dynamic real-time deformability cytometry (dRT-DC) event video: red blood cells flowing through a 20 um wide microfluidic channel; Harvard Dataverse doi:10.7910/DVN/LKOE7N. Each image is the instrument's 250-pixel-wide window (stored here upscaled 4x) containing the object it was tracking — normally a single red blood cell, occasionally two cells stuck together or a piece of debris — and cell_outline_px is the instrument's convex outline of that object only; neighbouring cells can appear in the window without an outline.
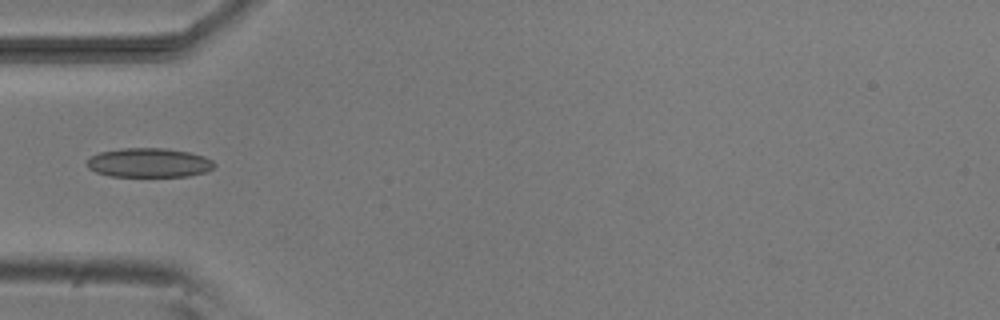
{"species": "common noctule bat (a hibernating species)", "species_latin": "Nyctalus noctula", "temperature_condition": "room temperature", "stored_images_in_passage": 8, "camera_frame_rate_fps": 3000, "um_per_image_px": 0.085, "animal": {"sex": "male", "body_mass_g": 20.5, "forearm_length_mm": 52.5}, "frame": {"image": 1, "passage_image": 4, "time_ms": 4.333, "image_size_px": [1000, 320], "cell_outline_px": [[216, 164], [208, 172], [188, 176], [108, 176], [96, 172], [88, 168], [88, 160], [92, 156], [100, 152], [120, 148], [164, 148], [188, 152], [204, 156], [212, 160]], "centroid_in_image_um": [12.68, 13.83], "position_along_channel_um": 72.3, "area_um2": 21.68}}
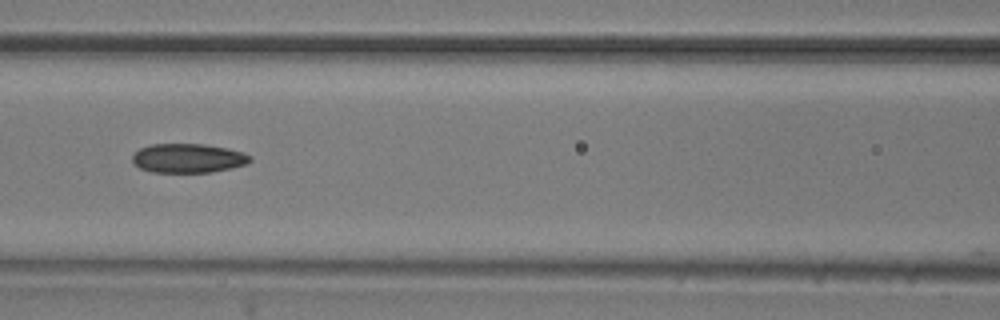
{"frame": {"image": 2, "passage_image": 6, "time_ms": 6.333, "image_size_px": [1000, 320], "cell_outline_px": [[252, 160], [248, 164], [232, 168], [212, 172], [152, 172], [140, 168], [132, 164], [132, 156], [140, 148], [152, 144], [204, 144], [228, 148], [244, 152], [252, 156]], "centroid_in_image_um": [16.02, 13.45], "position_along_channel_um": 150.6, "area_um2": 20.23}}
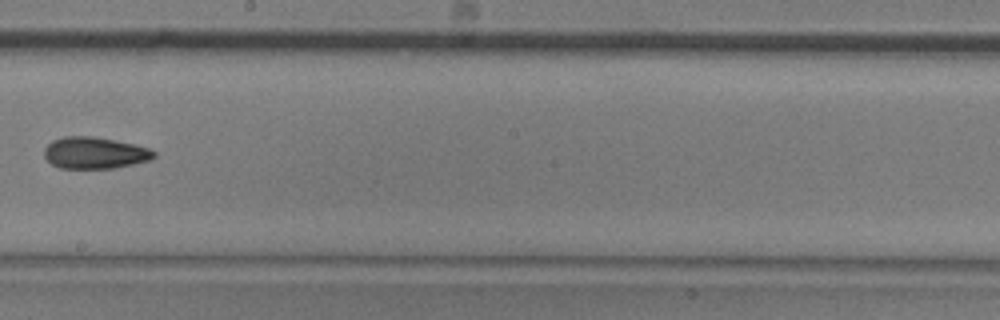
{"frame": {"image": 3, "passage_image": 8, "time_ms": 8.667, "image_size_px": [1000, 320], "cell_outline_px": [[156, 156], [152, 160], [116, 168], [60, 168], [52, 164], [44, 156], [44, 148], [52, 140], [64, 136], [92, 136], [136, 144], [152, 148], [156, 152]], "centroid_in_image_um": [8.1, 12.99], "position_along_channel_um": 240.1, "area_um2": 20.52}}